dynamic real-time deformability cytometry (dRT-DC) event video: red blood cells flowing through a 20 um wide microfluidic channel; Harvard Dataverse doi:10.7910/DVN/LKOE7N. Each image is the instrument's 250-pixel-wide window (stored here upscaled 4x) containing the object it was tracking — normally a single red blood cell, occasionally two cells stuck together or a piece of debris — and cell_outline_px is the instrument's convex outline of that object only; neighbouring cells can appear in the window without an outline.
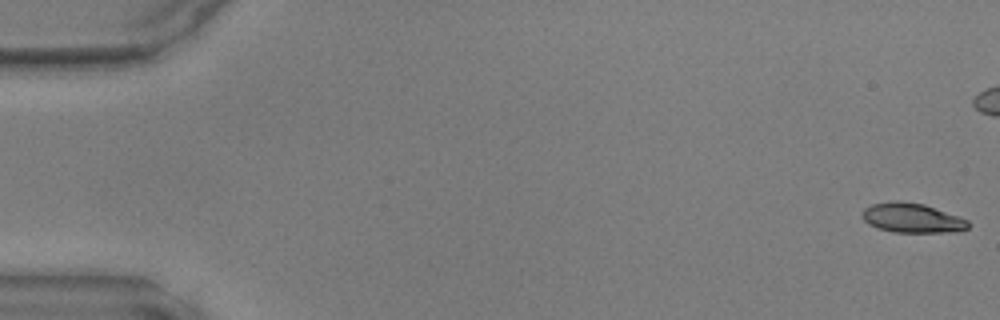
{"species": "common noctule bat (a hibernating species)", "species_latin": "Nyctalus noctula", "temperature_condition": "warm", "stored_images_in_passage": 49, "camera_frame_rate_fps": 3000, "um_per_image_px": 0.085, "animal": {"sex": "male", "body_mass_g": 17.9, "forearm_length_mm": 54.2}, "frame": {"image": 1, "passage_image": 1, "time_ms": 0.0, "image_size_px": [1000, 320], "cell_outline_px": [[968, 228], [956, 232], [892, 232], [868, 224], [860, 216], [860, 212], [864, 208], [872, 204], [896, 200], [900, 200], [924, 204], [968, 220]], "centroid_in_image_um": [77.48, 18.52], "position_along_channel_um": 7.5, "area_um2": 18.26}}
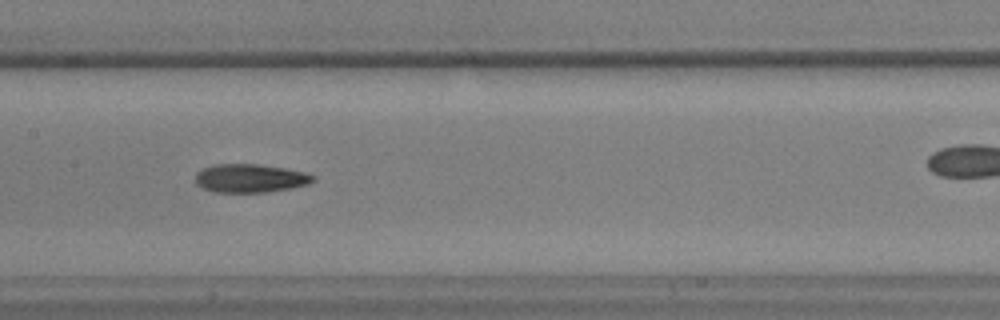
{"frame": {"image": 2, "passage_image": 24, "time_ms": 7.667, "image_size_px": [1000, 320], "cell_outline_px": [[316, 180], [308, 184], [292, 188], [268, 192], [216, 192], [204, 188], [196, 184], [196, 172], [204, 168], [216, 164], [260, 164], [284, 168], [304, 172], [316, 176]], "centroid_in_image_um": [21.3, 15.15], "position_along_channel_um": 186.1, "area_um2": 19.54}}
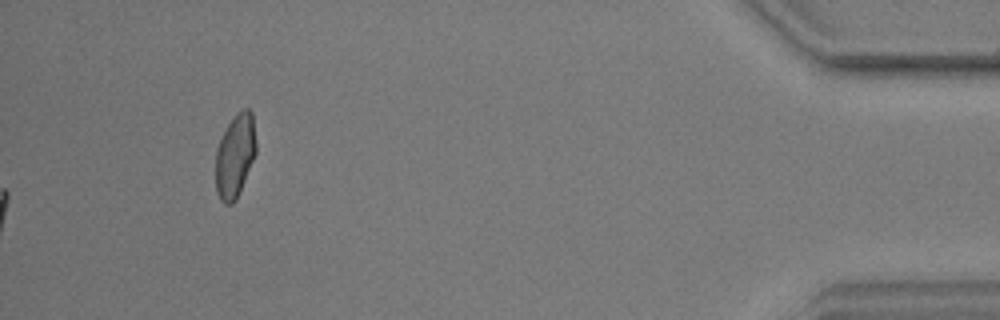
{"frame": {"image": 3, "passage_image": 49, "time_ms": 16.0, "image_size_px": [1000, 320], "cell_outline_px": [[256, 152], [240, 192], [236, 200], [232, 204], [224, 204], [220, 200], [216, 192], [216, 148], [228, 124], [244, 108], [248, 108], [252, 112], [256, 140]], "centroid_in_image_um": [19.98, 13.28], "position_along_channel_um": 415.2, "area_um2": 19.54}}